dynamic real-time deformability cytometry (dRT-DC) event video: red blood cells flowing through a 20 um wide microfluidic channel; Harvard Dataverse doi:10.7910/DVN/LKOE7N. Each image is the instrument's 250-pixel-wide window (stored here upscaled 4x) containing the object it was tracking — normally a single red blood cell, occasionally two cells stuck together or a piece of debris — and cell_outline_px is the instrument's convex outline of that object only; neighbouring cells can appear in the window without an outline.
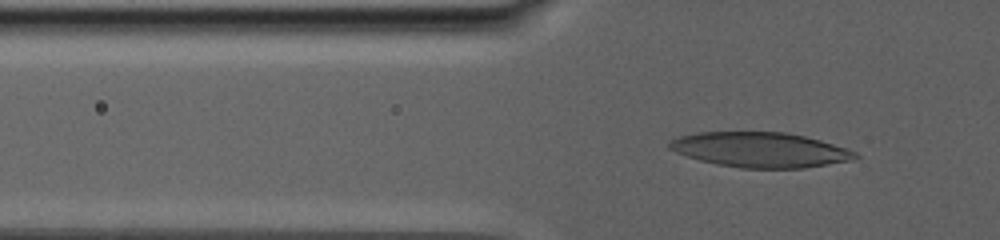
{"species": "human", "species_latin": "Homo sapiens", "temperature_condition": "warm", "stored_images_in_passage": 55, "camera_frame_rate_fps": 3000, "um_per_image_px": 0.085, "donor": {"sex": "male"}, "frame": {"image": 1, "passage_image": 15, "time_ms": 5.333, "image_size_px": [1000, 240], "cell_outline_px": [[860, 156], [852, 160], [804, 168], [740, 168], [716, 164], [700, 160], [676, 152], [668, 148], [668, 144], [672, 140], [680, 136], [700, 132], [784, 132], [804, 136], [820, 140], [856, 152]], "centroid_in_image_um": [64.61, 12.73], "position_along_channel_um": 61.2, "area_um2": 37.63}}
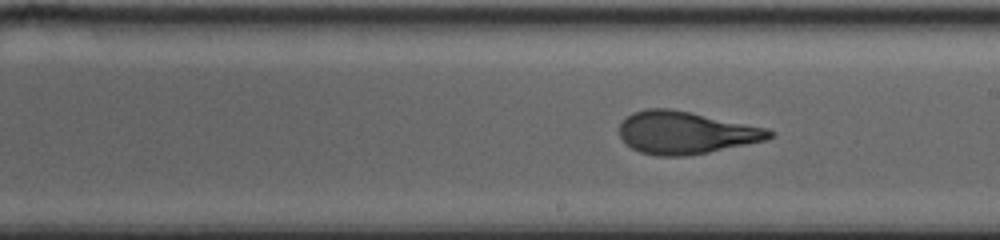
{"frame": {"image": 2, "passage_image": 34, "time_ms": 12.667, "image_size_px": [1000, 240], "cell_outline_px": [[776, 132], [772, 136], [764, 140], [708, 152], [684, 156], [656, 156], [640, 152], [632, 148], [620, 136], [620, 124], [632, 112], [648, 108], [668, 108], [768, 128]], "centroid_in_image_um": [58.27, 11.28], "position_along_channel_um": 230.7, "area_um2": 36.65}}
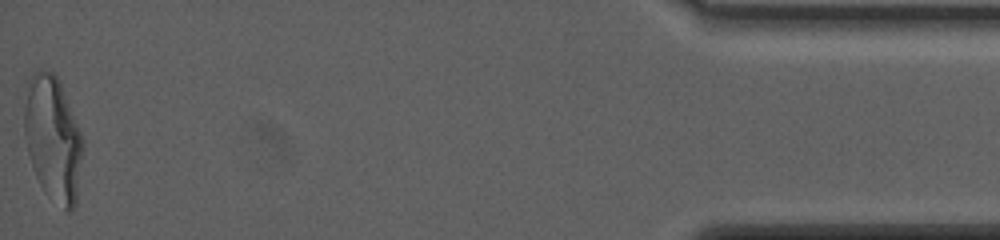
{"frame": {"image": 3, "passage_image": 55, "time_ms": 23.667, "image_size_px": [1000, 240], "cell_outline_px": [[84, 148], [76, 204], [68, 212], [64, 212], [44, 192], [36, 176], [28, 152], [24, 132], [24, 108], [28, 80], [32, 72], [40, 68], [52, 72], [60, 80], [84, 140]], "centroid_in_image_um": [4.52, 11.78], "position_along_channel_um": 430.7, "area_um2": 43.23}, "authors_computed_cell_mechanics": {"area_um2": 37.6278, "velocity_mm_per_s": 2.5145, "shape_relaxation_time_tau1_ms": 9.226, "shape_relaxation_time_tau2_ms": 1.5657, "deformation_change_tau1": 0.2595, "deformation_change_tau2": 0.0905}}